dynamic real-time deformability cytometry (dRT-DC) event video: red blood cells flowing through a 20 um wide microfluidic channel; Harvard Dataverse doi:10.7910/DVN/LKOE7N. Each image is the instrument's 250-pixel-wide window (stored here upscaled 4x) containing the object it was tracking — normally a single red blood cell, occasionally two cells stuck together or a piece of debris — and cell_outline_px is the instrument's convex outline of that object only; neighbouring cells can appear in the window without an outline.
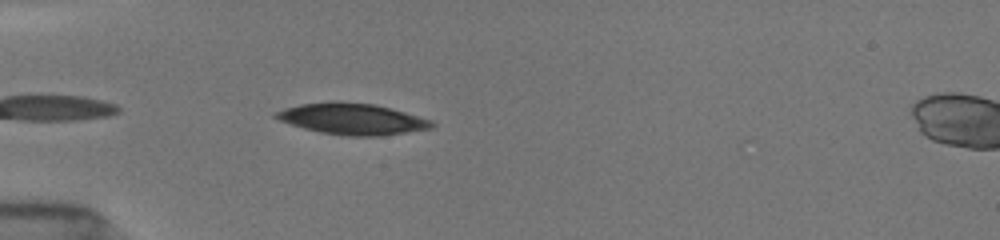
{"species": "common noctule bat (a hibernating species)", "species_latin": "Nyctalus noctula", "temperature_condition": "room temperature", "stored_images_in_passage": 5, "camera_frame_rate_fps": 3000, "um_per_image_px": 0.085, "animal": {"sex": "female", "body_mass_g": 19.5, "forearm_length_mm": 54.1}, "frame": {"image": 1, "passage_image": 1, "time_ms": 0.0, "image_size_px": [1000, 240], "cell_outline_px": [[436, 124], [432, 128], [380, 136], [348, 136], [320, 132], [304, 128], [280, 120], [272, 116], [276, 112], [284, 108], [300, 104], [332, 100], [372, 104], [404, 112], [432, 120]], "centroid_in_image_um": [29.92, 10.1], "position_along_channel_um": 55.1, "area_um2": 28.21}}
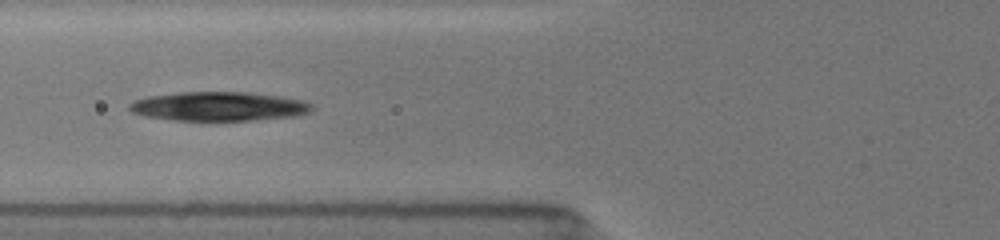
{"frame": {"image": 2, "passage_image": 4, "time_ms": 1.667, "image_size_px": [1000, 240], "cell_outline_px": [[312, 108], [308, 112], [292, 116], [252, 120], [208, 124], [172, 120], [144, 116], [132, 112], [128, 108], [128, 104], [136, 100], [148, 96], [180, 92], [248, 92], [280, 96], [304, 100], [312, 104]], "centroid_in_image_um": [18.54, 9.08], "position_along_channel_um": 107.3, "area_um2": 31.96}}